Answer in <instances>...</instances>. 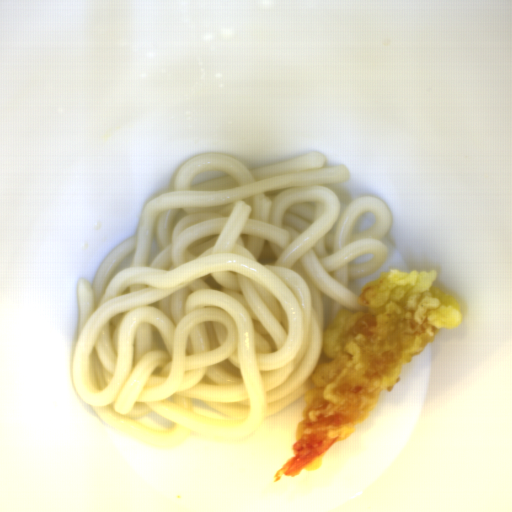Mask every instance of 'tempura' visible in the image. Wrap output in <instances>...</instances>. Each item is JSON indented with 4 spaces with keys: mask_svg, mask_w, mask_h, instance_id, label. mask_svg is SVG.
<instances>
[{
    "mask_svg": "<svg viewBox=\"0 0 512 512\" xmlns=\"http://www.w3.org/2000/svg\"><path fill=\"white\" fill-rule=\"evenodd\" d=\"M437 277L434 270H381L361 289L360 310L335 312L321 344L332 359L312 372L292 457L275 481L281 473L292 477L321 468L326 452L351 437L383 391L400 383L403 365L425 352L440 329L461 325L462 307Z\"/></svg>",
    "mask_w": 512,
    "mask_h": 512,
    "instance_id": "8679c707",
    "label": "tempura"
}]
</instances>
